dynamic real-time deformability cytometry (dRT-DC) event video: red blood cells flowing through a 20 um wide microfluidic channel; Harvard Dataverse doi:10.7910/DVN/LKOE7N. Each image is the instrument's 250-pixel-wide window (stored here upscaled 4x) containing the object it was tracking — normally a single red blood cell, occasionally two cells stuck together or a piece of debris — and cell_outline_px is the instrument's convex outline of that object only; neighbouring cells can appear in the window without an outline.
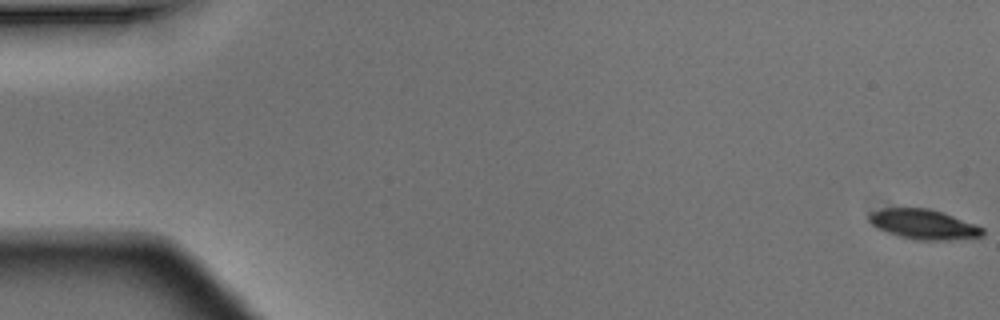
{"species": "Egyptian fruit bat (a non-hibernating species)", "species_latin": "Rousettus aegyptiacus", "temperature_condition": "warm", "stored_images_in_passage": 5, "camera_frame_rate_fps": 3000, "um_per_image_px": 0.085, "animal": {"sex": "male"}, "frame": {"image": 1, "passage_image": 1, "time_ms": 0.0, "image_size_px": [1000, 320], "cell_outline_px": [[984, 236], [948, 240], [920, 240], [900, 236], [888, 232], [872, 224], [868, 220], [868, 212], [880, 208], [928, 208], [944, 212], [976, 224], [984, 228]], "centroid_in_image_um": [78.53, 19.05], "position_along_channel_um": 6.5, "area_um2": 19.83}}
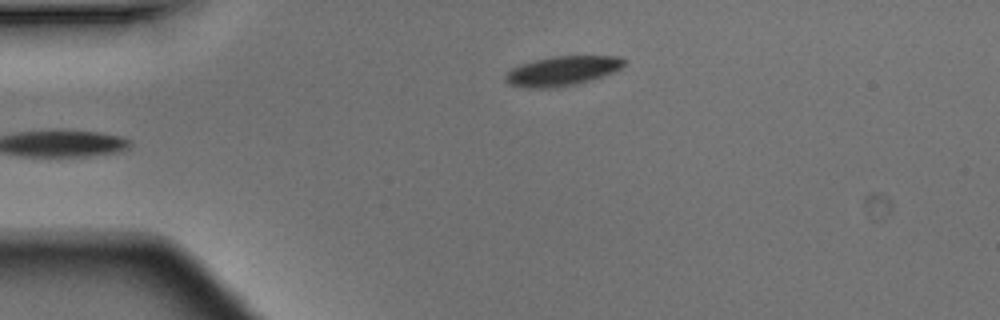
{"frame": {"image": 2, "passage_image": 5, "time_ms": 1.333, "image_size_px": [1000, 320], "cell_outline_px": [[624, 64], [620, 68], [612, 72], [576, 84], [556, 88], [524, 88], [512, 84], [504, 80], [504, 76], [512, 68], [520, 64], [552, 56], [620, 56], [624, 60]], "centroid_in_image_um": [47.75, 6.03], "position_along_channel_um": 37.2, "area_um2": 20.17}}